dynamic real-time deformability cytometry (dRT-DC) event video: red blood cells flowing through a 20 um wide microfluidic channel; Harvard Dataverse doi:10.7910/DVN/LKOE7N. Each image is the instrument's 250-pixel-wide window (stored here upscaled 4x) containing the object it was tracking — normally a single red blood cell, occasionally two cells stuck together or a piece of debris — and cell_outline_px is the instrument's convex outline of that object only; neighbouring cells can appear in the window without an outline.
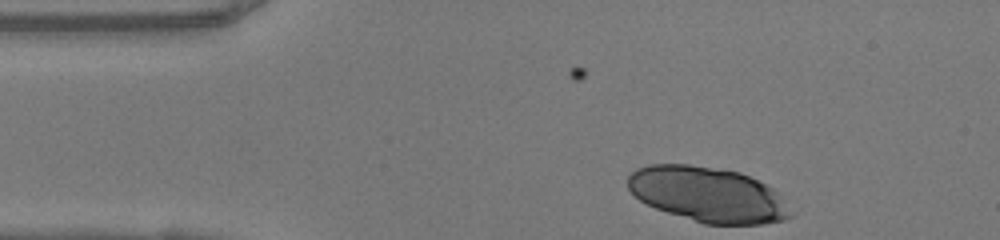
{"species": "human", "species_latin": "Homo sapiens", "temperature_condition": "warm", "stored_images_in_passage": 32, "camera_frame_rate_fps": 3000, "um_per_image_px": 0.085, "donor": {"sex": "female"}, "frame": {"image": 1, "passage_image": 1, "time_ms": 0.0, "image_size_px": [1000, 240], "cell_outline_px": [[792, 216], [784, 220], [764, 224], [704, 224], [656, 208], [640, 200], [628, 188], [628, 176], [636, 168], [648, 164], [688, 164], [720, 168], [740, 172], [772, 188]], "centroid_in_image_um": [60.1, 16.52], "position_along_channel_um": 24.9, "area_um2": 51.62}}